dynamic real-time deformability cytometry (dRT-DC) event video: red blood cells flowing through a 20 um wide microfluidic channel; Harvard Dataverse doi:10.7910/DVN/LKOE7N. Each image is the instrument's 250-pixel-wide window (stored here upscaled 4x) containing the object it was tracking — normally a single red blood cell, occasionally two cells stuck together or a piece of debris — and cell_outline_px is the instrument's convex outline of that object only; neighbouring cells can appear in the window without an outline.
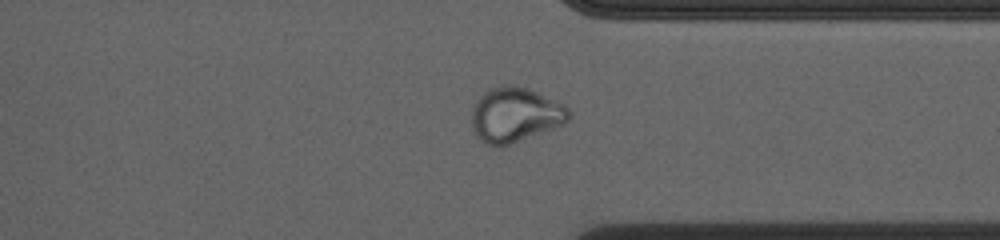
{"species": "common noctule bat (a hibernating species)", "species_latin": "Nyctalus noctula", "temperature_condition": "cold", "stored_images_in_passage": 52, "camera_frame_rate_fps": 3000, "um_per_image_px": 0.085, "animal": {"sex": "female", "body_mass_g": 23.0, "forearm_length_mm": 53.4}, "frame": {"image": 1, "passage_image": 41, "time_ms": 13.333, "image_size_px": [1000, 240], "cell_outline_px": [[572, 116], [564, 124], [508, 144], [488, 144], [472, 132], [472, 104], [488, 88], [504, 84], [508, 84], [528, 88], [564, 104], [572, 112]], "centroid_in_image_um": [43.79, 9.71], "position_along_channel_um": 367.6, "area_um2": 30.81}}
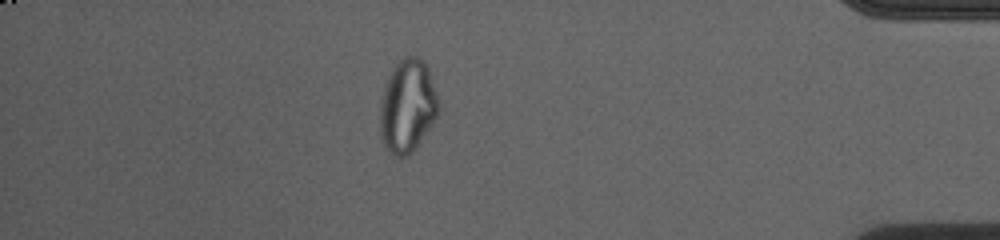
{"frame": {"image": 2, "passage_image": 47, "time_ms": 15.333, "image_size_px": [1000, 240], "cell_outline_px": [[440, 108], [432, 124], [416, 148], [408, 156], [396, 156], [384, 144], [380, 136], [380, 104], [384, 88], [396, 64], [404, 56], [416, 56], [424, 60], [428, 68], [440, 104]], "centroid_in_image_um": [34.66, 9.02], "position_along_channel_um": 400.5, "area_um2": 31.44}}